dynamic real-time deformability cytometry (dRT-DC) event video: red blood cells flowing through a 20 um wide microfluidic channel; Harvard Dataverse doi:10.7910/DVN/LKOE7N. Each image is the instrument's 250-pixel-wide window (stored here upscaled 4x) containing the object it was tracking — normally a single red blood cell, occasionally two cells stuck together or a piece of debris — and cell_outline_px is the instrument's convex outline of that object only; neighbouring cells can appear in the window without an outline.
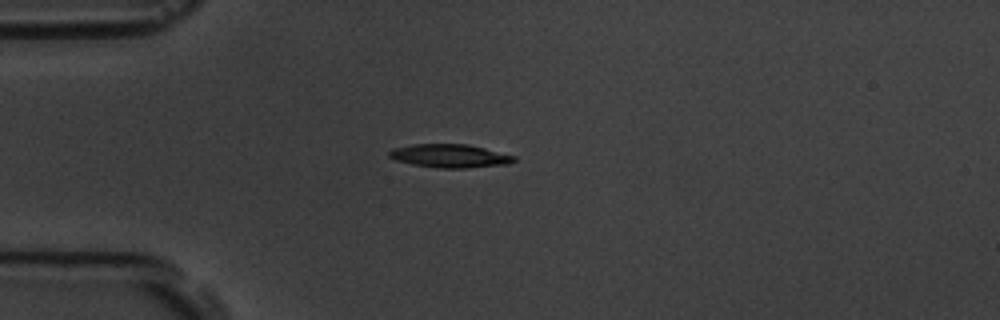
{"species": "common noctule bat (a hibernating species)", "species_latin": "Nyctalus noctula", "temperature_condition": "room temperature", "stored_images_in_passage": 2, "camera_frame_rate_fps": 3000, "um_per_image_px": 0.085, "animal": {"sex": "male", "body_mass_g": 19.5, "forearm_length_mm": 54.6}, "frame": {"image": 1, "passage_image": 1, "time_ms": 0.0, "image_size_px": [1000, 320], "cell_outline_px": [[516, 160], [508, 164], [464, 168], [440, 168], [412, 164], [396, 160], [388, 156], [388, 152], [392, 148], [412, 144], [468, 144], [516, 156]], "centroid_in_image_um": [38.22, 13.24], "position_along_channel_um": 46.8, "area_um2": 16.99}}